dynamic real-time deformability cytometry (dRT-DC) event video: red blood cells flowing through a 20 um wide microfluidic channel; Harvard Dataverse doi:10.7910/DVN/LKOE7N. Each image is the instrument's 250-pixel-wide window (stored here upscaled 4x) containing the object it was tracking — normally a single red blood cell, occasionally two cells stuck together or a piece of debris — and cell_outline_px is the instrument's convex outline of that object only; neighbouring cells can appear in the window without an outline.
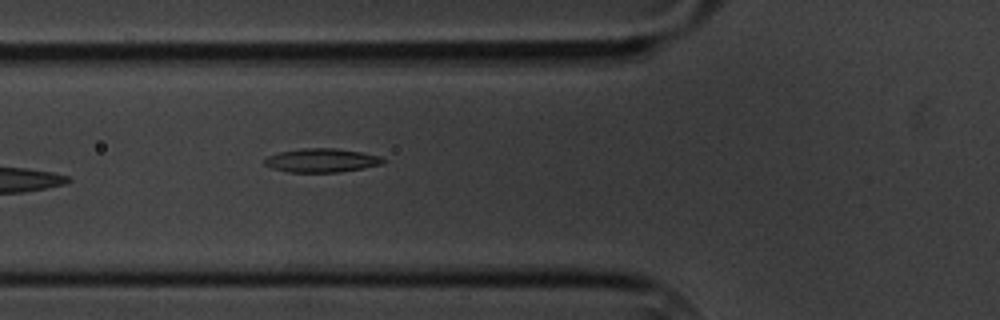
{"species": "common noctule bat (a hibernating species)", "species_latin": "Nyctalus noctula", "temperature_condition": "cold", "stored_images_in_passage": 5, "camera_frame_rate_fps": 3000, "um_per_image_px": 0.085, "animal": {"sex": "male", "body_mass_g": 20.1, "forearm_length_mm": 53.5}, "frame": {"image": 1, "passage_image": 5, "time_ms": 5.667, "image_size_px": [1000, 320], "cell_outline_px": [[388, 160], [384, 164], [364, 168], [340, 172], [288, 172], [272, 168], [264, 164], [264, 160], [268, 156], [280, 152], [300, 148], [336, 148], [360, 152], [380, 156]], "centroid_in_image_um": [27.38, 13.63], "position_along_channel_um": 98.4, "area_um2": 16.53}}